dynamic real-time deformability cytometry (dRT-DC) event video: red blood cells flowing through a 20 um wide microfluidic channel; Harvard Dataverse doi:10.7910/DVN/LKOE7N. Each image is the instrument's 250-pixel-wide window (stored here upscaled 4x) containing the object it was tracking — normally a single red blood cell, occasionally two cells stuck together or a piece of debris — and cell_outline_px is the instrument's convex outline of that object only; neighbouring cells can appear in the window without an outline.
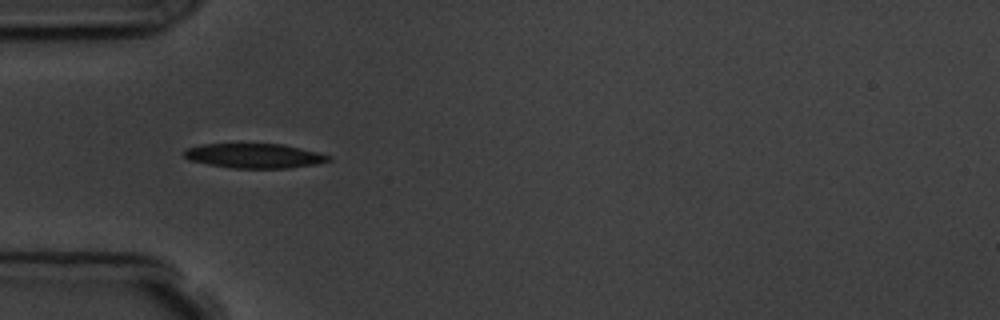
{"species": "common noctule bat (a hibernating species)", "species_latin": "Nyctalus noctula", "temperature_condition": "room temperature", "stored_images_in_passage": 4, "camera_frame_rate_fps": 3000, "um_per_image_px": 0.085, "animal": {"sex": "male", "body_mass_g": 19.5, "forearm_length_mm": 54.6}, "frame": {"image": 1, "passage_image": 3, "time_ms": 3.333, "image_size_px": [1000, 320], "cell_outline_px": [[332, 160], [316, 164], [288, 168], [232, 168], [208, 164], [188, 160], [184, 156], [184, 148], [200, 144], [284, 144], [332, 156]], "centroid_in_image_um": [21.59, 13.24], "position_along_channel_um": 63.4, "area_um2": 20.75}}